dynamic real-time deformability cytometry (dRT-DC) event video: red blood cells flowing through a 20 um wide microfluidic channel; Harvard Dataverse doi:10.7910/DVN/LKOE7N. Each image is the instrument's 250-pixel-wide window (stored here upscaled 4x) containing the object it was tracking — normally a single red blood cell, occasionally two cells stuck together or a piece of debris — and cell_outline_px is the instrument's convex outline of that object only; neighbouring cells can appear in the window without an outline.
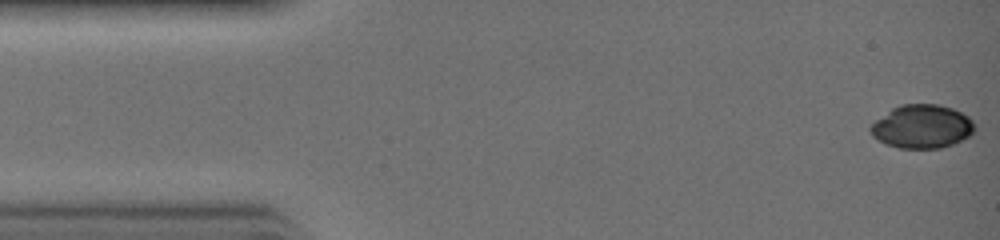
{"species": "common noctule bat (a hibernating species)", "species_latin": "Nyctalus noctula", "temperature_condition": "warm", "stored_images_in_passage": 32, "camera_frame_rate_fps": 3000, "um_per_image_px": 0.085, "animal": {"sex": "female", "body_mass_g": 19.0, "forearm_length_mm": 51.5}, "frame": {"image": 1, "passage_image": 1, "time_ms": 0.0, "image_size_px": [1000, 240], "cell_outline_px": [[976, 128], [968, 136], [952, 144], [940, 148], [900, 148], [884, 144], [876, 140], [872, 136], [868, 128], [876, 120], [892, 108], [900, 104], [940, 104], [952, 108], [968, 116], [972, 120]], "centroid_in_image_um": [78.34, 10.75], "position_along_channel_um": 6.7, "area_um2": 26.47}}
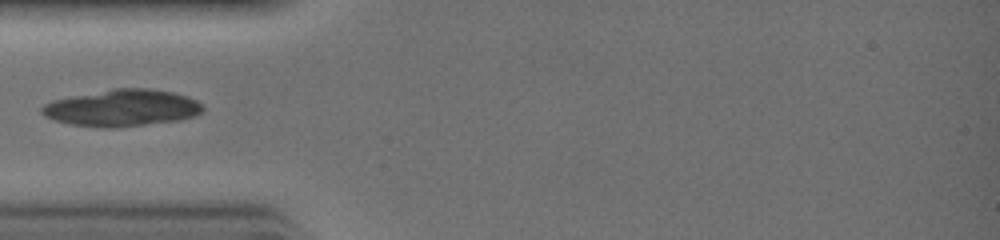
{"frame": {"image": 2, "passage_image": 10, "time_ms": 3.0, "image_size_px": [1000, 240], "cell_outline_px": [[204, 108], [196, 116], [180, 120], [116, 128], [108, 128], [72, 124], [52, 120], [44, 116], [40, 112], [40, 108], [44, 104], [52, 100], [72, 96], [116, 88], [148, 88], [172, 92], [188, 96], [196, 100]], "centroid_in_image_um": [10.36, 9.18], "position_along_channel_um": 74.6, "area_um2": 34.51}}
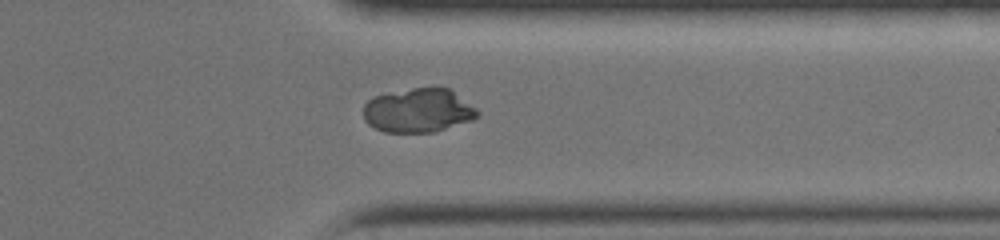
{"frame": {"image": 3, "passage_image": 25, "time_ms": 8.0, "image_size_px": [1000, 240], "cell_outline_px": [[480, 116], [472, 120], [436, 132], [384, 132], [368, 124], [364, 120], [364, 104], [372, 96], [412, 88], [452, 88], [476, 108], [480, 112]], "centroid_in_image_um": [35.58, 9.39], "position_along_channel_um": 375.8, "area_um2": 29.54}}